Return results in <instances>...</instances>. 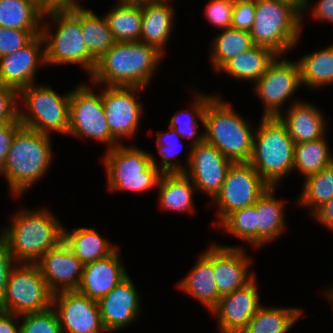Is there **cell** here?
Segmentation results:
<instances>
[{
	"label": "cell",
	"instance_id": "obj_1",
	"mask_svg": "<svg viewBox=\"0 0 333 333\" xmlns=\"http://www.w3.org/2000/svg\"><path fill=\"white\" fill-rule=\"evenodd\" d=\"M164 57L142 41L115 42L97 60L89 82L93 88L97 85L145 88Z\"/></svg>",
	"mask_w": 333,
	"mask_h": 333
},
{
	"label": "cell",
	"instance_id": "obj_2",
	"mask_svg": "<svg viewBox=\"0 0 333 333\" xmlns=\"http://www.w3.org/2000/svg\"><path fill=\"white\" fill-rule=\"evenodd\" d=\"M0 235L16 263L35 264L49 249L63 241L64 226L46 208L19 207Z\"/></svg>",
	"mask_w": 333,
	"mask_h": 333
},
{
	"label": "cell",
	"instance_id": "obj_3",
	"mask_svg": "<svg viewBox=\"0 0 333 333\" xmlns=\"http://www.w3.org/2000/svg\"><path fill=\"white\" fill-rule=\"evenodd\" d=\"M51 135L22 127L0 170L13 197H22L48 173L53 161Z\"/></svg>",
	"mask_w": 333,
	"mask_h": 333
},
{
	"label": "cell",
	"instance_id": "obj_4",
	"mask_svg": "<svg viewBox=\"0 0 333 333\" xmlns=\"http://www.w3.org/2000/svg\"><path fill=\"white\" fill-rule=\"evenodd\" d=\"M41 35L45 44L47 66L77 64L88 75L92 74L97 60L88 51L81 34V7L45 10Z\"/></svg>",
	"mask_w": 333,
	"mask_h": 333
},
{
	"label": "cell",
	"instance_id": "obj_5",
	"mask_svg": "<svg viewBox=\"0 0 333 333\" xmlns=\"http://www.w3.org/2000/svg\"><path fill=\"white\" fill-rule=\"evenodd\" d=\"M222 98L215 95L205 108V141L214 145L233 163L249 162L255 129Z\"/></svg>",
	"mask_w": 333,
	"mask_h": 333
},
{
	"label": "cell",
	"instance_id": "obj_6",
	"mask_svg": "<svg viewBox=\"0 0 333 333\" xmlns=\"http://www.w3.org/2000/svg\"><path fill=\"white\" fill-rule=\"evenodd\" d=\"M258 125L249 163L271 187H277L293 172L295 143L279 117H261Z\"/></svg>",
	"mask_w": 333,
	"mask_h": 333
},
{
	"label": "cell",
	"instance_id": "obj_7",
	"mask_svg": "<svg viewBox=\"0 0 333 333\" xmlns=\"http://www.w3.org/2000/svg\"><path fill=\"white\" fill-rule=\"evenodd\" d=\"M255 21L250 35L254 45L286 55L298 44L303 21L302 13L293 5L278 0H255Z\"/></svg>",
	"mask_w": 333,
	"mask_h": 333
},
{
	"label": "cell",
	"instance_id": "obj_8",
	"mask_svg": "<svg viewBox=\"0 0 333 333\" xmlns=\"http://www.w3.org/2000/svg\"><path fill=\"white\" fill-rule=\"evenodd\" d=\"M104 154L108 190L138 194L158 187L163 173L151 163L149 152L121 143Z\"/></svg>",
	"mask_w": 333,
	"mask_h": 333
},
{
	"label": "cell",
	"instance_id": "obj_9",
	"mask_svg": "<svg viewBox=\"0 0 333 333\" xmlns=\"http://www.w3.org/2000/svg\"><path fill=\"white\" fill-rule=\"evenodd\" d=\"M70 94L71 91L61 95L50 86L37 83L20 90L18 92L20 123L23 127L42 134L51 135L54 132L67 136Z\"/></svg>",
	"mask_w": 333,
	"mask_h": 333
},
{
	"label": "cell",
	"instance_id": "obj_10",
	"mask_svg": "<svg viewBox=\"0 0 333 333\" xmlns=\"http://www.w3.org/2000/svg\"><path fill=\"white\" fill-rule=\"evenodd\" d=\"M53 293L36 264L16 263L11 269L0 310L23 315L52 307Z\"/></svg>",
	"mask_w": 333,
	"mask_h": 333
},
{
	"label": "cell",
	"instance_id": "obj_11",
	"mask_svg": "<svg viewBox=\"0 0 333 333\" xmlns=\"http://www.w3.org/2000/svg\"><path fill=\"white\" fill-rule=\"evenodd\" d=\"M68 136L104 143L106 150L120 144L112 135L105 115L101 91L95 93L87 83L71 90Z\"/></svg>",
	"mask_w": 333,
	"mask_h": 333
},
{
	"label": "cell",
	"instance_id": "obj_12",
	"mask_svg": "<svg viewBox=\"0 0 333 333\" xmlns=\"http://www.w3.org/2000/svg\"><path fill=\"white\" fill-rule=\"evenodd\" d=\"M270 187L249 162L232 163L220 192L210 202L217 207L212 226L217 227L233 211L255 204Z\"/></svg>",
	"mask_w": 333,
	"mask_h": 333
},
{
	"label": "cell",
	"instance_id": "obj_13",
	"mask_svg": "<svg viewBox=\"0 0 333 333\" xmlns=\"http://www.w3.org/2000/svg\"><path fill=\"white\" fill-rule=\"evenodd\" d=\"M252 84L263 103L262 117H279L283 104L302 86L299 63L287 60L286 55H277L266 72Z\"/></svg>",
	"mask_w": 333,
	"mask_h": 333
},
{
	"label": "cell",
	"instance_id": "obj_14",
	"mask_svg": "<svg viewBox=\"0 0 333 333\" xmlns=\"http://www.w3.org/2000/svg\"><path fill=\"white\" fill-rule=\"evenodd\" d=\"M102 102L111 135L121 144L133 139L142 120L141 87L103 86ZM138 97V98H136Z\"/></svg>",
	"mask_w": 333,
	"mask_h": 333
},
{
	"label": "cell",
	"instance_id": "obj_15",
	"mask_svg": "<svg viewBox=\"0 0 333 333\" xmlns=\"http://www.w3.org/2000/svg\"><path fill=\"white\" fill-rule=\"evenodd\" d=\"M232 163L214 145L204 140L191 146L184 173L191 179L197 191L205 193L212 201L220 192Z\"/></svg>",
	"mask_w": 333,
	"mask_h": 333
},
{
	"label": "cell",
	"instance_id": "obj_16",
	"mask_svg": "<svg viewBox=\"0 0 333 333\" xmlns=\"http://www.w3.org/2000/svg\"><path fill=\"white\" fill-rule=\"evenodd\" d=\"M62 333H107L98 301L78 291H63L53 295Z\"/></svg>",
	"mask_w": 333,
	"mask_h": 333
},
{
	"label": "cell",
	"instance_id": "obj_17",
	"mask_svg": "<svg viewBox=\"0 0 333 333\" xmlns=\"http://www.w3.org/2000/svg\"><path fill=\"white\" fill-rule=\"evenodd\" d=\"M255 277L249 284L221 297L210 312L220 333H240L262 306Z\"/></svg>",
	"mask_w": 333,
	"mask_h": 333
},
{
	"label": "cell",
	"instance_id": "obj_18",
	"mask_svg": "<svg viewBox=\"0 0 333 333\" xmlns=\"http://www.w3.org/2000/svg\"><path fill=\"white\" fill-rule=\"evenodd\" d=\"M46 66L45 44L41 34L23 48L0 58V84L17 92L36 83L37 68Z\"/></svg>",
	"mask_w": 333,
	"mask_h": 333
},
{
	"label": "cell",
	"instance_id": "obj_19",
	"mask_svg": "<svg viewBox=\"0 0 333 333\" xmlns=\"http://www.w3.org/2000/svg\"><path fill=\"white\" fill-rule=\"evenodd\" d=\"M252 264L242 246L213 244V270L221 297L249 284L256 276L249 268Z\"/></svg>",
	"mask_w": 333,
	"mask_h": 333
},
{
	"label": "cell",
	"instance_id": "obj_20",
	"mask_svg": "<svg viewBox=\"0 0 333 333\" xmlns=\"http://www.w3.org/2000/svg\"><path fill=\"white\" fill-rule=\"evenodd\" d=\"M35 264L53 294L77 290L84 264L64 241L49 249Z\"/></svg>",
	"mask_w": 333,
	"mask_h": 333
},
{
	"label": "cell",
	"instance_id": "obj_21",
	"mask_svg": "<svg viewBox=\"0 0 333 333\" xmlns=\"http://www.w3.org/2000/svg\"><path fill=\"white\" fill-rule=\"evenodd\" d=\"M141 294L128 275L99 301L102 324L107 333L118 332L141 314Z\"/></svg>",
	"mask_w": 333,
	"mask_h": 333
},
{
	"label": "cell",
	"instance_id": "obj_22",
	"mask_svg": "<svg viewBox=\"0 0 333 333\" xmlns=\"http://www.w3.org/2000/svg\"><path fill=\"white\" fill-rule=\"evenodd\" d=\"M118 248L104 259L84 265L80 284L76 291L99 301L127 276L125 264Z\"/></svg>",
	"mask_w": 333,
	"mask_h": 333
},
{
	"label": "cell",
	"instance_id": "obj_23",
	"mask_svg": "<svg viewBox=\"0 0 333 333\" xmlns=\"http://www.w3.org/2000/svg\"><path fill=\"white\" fill-rule=\"evenodd\" d=\"M284 110L286 111L282 112L279 118L286 125L295 144L327 136L328 120L319 107L309 103V101L304 102L296 99Z\"/></svg>",
	"mask_w": 333,
	"mask_h": 333
},
{
	"label": "cell",
	"instance_id": "obj_24",
	"mask_svg": "<svg viewBox=\"0 0 333 333\" xmlns=\"http://www.w3.org/2000/svg\"><path fill=\"white\" fill-rule=\"evenodd\" d=\"M176 285L178 290L195 298L209 312L216 307L221 296L215 282L212 243L200 253L196 264Z\"/></svg>",
	"mask_w": 333,
	"mask_h": 333
},
{
	"label": "cell",
	"instance_id": "obj_25",
	"mask_svg": "<svg viewBox=\"0 0 333 333\" xmlns=\"http://www.w3.org/2000/svg\"><path fill=\"white\" fill-rule=\"evenodd\" d=\"M172 1V2H171ZM173 0H155L142 4L140 41L155 47L164 56L175 22Z\"/></svg>",
	"mask_w": 333,
	"mask_h": 333
},
{
	"label": "cell",
	"instance_id": "obj_26",
	"mask_svg": "<svg viewBox=\"0 0 333 333\" xmlns=\"http://www.w3.org/2000/svg\"><path fill=\"white\" fill-rule=\"evenodd\" d=\"M277 187H270L257 201V248L274 242L286 230L285 207L287 201L277 199ZM286 202V204H285Z\"/></svg>",
	"mask_w": 333,
	"mask_h": 333
},
{
	"label": "cell",
	"instance_id": "obj_27",
	"mask_svg": "<svg viewBox=\"0 0 333 333\" xmlns=\"http://www.w3.org/2000/svg\"><path fill=\"white\" fill-rule=\"evenodd\" d=\"M159 207L164 211L194 213L197 189L185 173H163L158 183Z\"/></svg>",
	"mask_w": 333,
	"mask_h": 333
},
{
	"label": "cell",
	"instance_id": "obj_28",
	"mask_svg": "<svg viewBox=\"0 0 333 333\" xmlns=\"http://www.w3.org/2000/svg\"><path fill=\"white\" fill-rule=\"evenodd\" d=\"M108 240L95 227H74L70 232L63 229V241L84 265L104 259L119 248Z\"/></svg>",
	"mask_w": 333,
	"mask_h": 333
},
{
	"label": "cell",
	"instance_id": "obj_29",
	"mask_svg": "<svg viewBox=\"0 0 333 333\" xmlns=\"http://www.w3.org/2000/svg\"><path fill=\"white\" fill-rule=\"evenodd\" d=\"M277 56L271 49L254 45L252 48L229 59L216 73L225 72L231 78L256 82Z\"/></svg>",
	"mask_w": 333,
	"mask_h": 333
},
{
	"label": "cell",
	"instance_id": "obj_30",
	"mask_svg": "<svg viewBox=\"0 0 333 333\" xmlns=\"http://www.w3.org/2000/svg\"><path fill=\"white\" fill-rule=\"evenodd\" d=\"M301 316L306 315L298 307L263 305L240 333H288Z\"/></svg>",
	"mask_w": 333,
	"mask_h": 333
},
{
	"label": "cell",
	"instance_id": "obj_31",
	"mask_svg": "<svg viewBox=\"0 0 333 333\" xmlns=\"http://www.w3.org/2000/svg\"><path fill=\"white\" fill-rule=\"evenodd\" d=\"M104 16L115 42L140 41L142 4L116 2Z\"/></svg>",
	"mask_w": 333,
	"mask_h": 333
},
{
	"label": "cell",
	"instance_id": "obj_32",
	"mask_svg": "<svg viewBox=\"0 0 333 333\" xmlns=\"http://www.w3.org/2000/svg\"><path fill=\"white\" fill-rule=\"evenodd\" d=\"M44 8L36 0H0V26L41 30Z\"/></svg>",
	"mask_w": 333,
	"mask_h": 333
},
{
	"label": "cell",
	"instance_id": "obj_33",
	"mask_svg": "<svg viewBox=\"0 0 333 333\" xmlns=\"http://www.w3.org/2000/svg\"><path fill=\"white\" fill-rule=\"evenodd\" d=\"M297 61L302 86L320 89L323 86L333 85V43L305 54Z\"/></svg>",
	"mask_w": 333,
	"mask_h": 333
},
{
	"label": "cell",
	"instance_id": "obj_34",
	"mask_svg": "<svg viewBox=\"0 0 333 333\" xmlns=\"http://www.w3.org/2000/svg\"><path fill=\"white\" fill-rule=\"evenodd\" d=\"M215 95L216 94L208 95L207 93L205 94L204 92L201 93L199 91L194 93L192 96L193 100L190 102L192 103L191 110L181 108L176 111L168 121V127L173 128L182 138L191 140V143L189 144L190 148L191 146L198 145L205 140L204 131L203 133L200 132V135L198 134L199 126L197 120H199L204 127L205 108ZM184 111L186 113H184Z\"/></svg>",
	"mask_w": 333,
	"mask_h": 333
},
{
	"label": "cell",
	"instance_id": "obj_35",
	"mask_svg": "<svg viewBox=\"0 0 333 333\" xmlns=\"http://www.w3.org/2000/svg\"><path fill=\"white\" fill-rule=\"evenodd\" d=\"M209 58L212 69L217 72L229 59L254 46L249 31L226 28L212 39Z\"/></svg>",
	"mask_w": 333,
	"mask_h": 333
},
{
	"label": "cell",
	"instance_id": "obj_36",
	"mask_svg": "<svg viewBox=\"0 0 333 333\" xmlns=\"http://www.w3.org/2000/svg\"><path fill=\"white\" fill-rule=\"evenodd\" d=\"M325 137L309 142L296 143L294 147V169L304 179L333 164V155Z\"/></svg>",
	"mask_w": 333,
	"mask_h": 333
},
{
	"label": "cell",
	"instance_id": "obj_37",
	"mask_svg": "<svg viewBox=\"0 0 333 333\" xmlns=\"http://www.w3.org/2000/svg\"><path fill=\"white\" fill-rule=\"evenodd\" d=\"M81 34L96 60L115 43L105 16H98L92 9L84 7H81Z\"/></svg>",
	"mask_w": 333,
	"mask_h": 333
},
{
	"label": "cell",
	"instance_id": "obj_38",
	"mask_svg": "<svg viewBox=\"0 0 333 333\" xmlns=\"http://www.w3.org/2000/svg\"><path fill=\"white\" fill-rule=\"evenodd\" d=\"M302 193L296 202L298 207L310 210V216L323 204L333 199V164L303 180Z\"/></svg>",
	"mask_w": 333,
	"mask_h": 333
},
{
	"label": "cell",
	"instance_id": "obj_39",
	"mask_svg": "<svg viewBox=\"0 0 333 333\" xmlns=\"http://www.w3.org/2000/svg\"><path fill=\"white\" fill-rule=\"evenodd\" d=\"M256 203L230 213L217 227L257 249Z\"/></svg>",
	"mask_w": 333,
	"mask_h": 333
},
{
	"label": "cell",
	"instance_id": "obj_40",
	"mask_svg": "<svg viewBox=\"0 0 333 333\" xmlns=\"http://www.w3.org/2000/svg\"><path fill=\"white\" fill-rule=\"evenodd\" d=\"M156 142L158 148V153L161 158V164L156 162V157L150 152L151 163H153L162 173H184L186 171V166L180 165L181 162L177 157L179 154L178 139H181L176 131L169 127L168 130H159L156 134ZM179 137V138H177ZM175 160V162L173 161ZM185 167V168H184Z\"/></svg>",
	"mask_w": 333,
	"mask_h": 333
},
{
	"label": "cell",
	"instance_id": "obj_41",
	"mask_svg": "<svg viewBox=\"0 0 333 333\" xmlns=\"http://www.w3.org/2000/svg\"><path fill=\"white\" fill-rule=\"evenodd\" d=\"M20 333H62L57 313L53 307L20 315Z\"/></svg>",
	"mask_w": 333,
	"mask_h": 333
},
{
	"label": "cell",
	"instance_id": "obj_42",
	"mask_svg": "<svg viewBox=\"0 0 333 333\" xmlns=\"http://www.w3.org/2000/svg\"><path fill=\"white\" fill-rule=\"evenodd\" d=\"M41 30L9 29L0 26V58L23 48Z\"/></svg>",
	"mask_w": 333,
	"mask_h": 333
},
{
	"label": "cell",
	"instance_id": "obj_43",
	"mask_svg": "<svg viewBox=\"0 0 333 333\" xmlns=\"http://www.w3.org/2000/svg\"><path fill=\"white\" fill-rule=\"evenodd\" d=\"M205 19L218 30L232 27L234 4L225 0H210L204 8Z\"/></svg>",
	"mask_w": 333,
	"mask_h": 333
},
{
	"label": "cell",
	"instance_id": "obj_44",
	"mask_svg": "<svg viewBox=\"0 0 333 333\" xmlns=\"http://www.w3.org/2000/svg\"><path fill=\"white\" fill-rule=\"evenodd\" d=\"M255 0H240L234 4L232 28L250 31L255 21Z\"/></svg>",
	"mask_w": 333,
	"mask_h": 333
},
{
	"label": "cell",
	"instance_id": "obj_45",
	"mask_svg": "<svg viewBox=\"0 0 333 333\" xmlns=\"http://www.w3.org/2000/svg\"><path fill=\"white\" fill-rule=\"evenodd\" d=\"M18 92L0 84V124L13 122L18 118Z\"/></svg>",
	"mask_w": 333,
	"mask_h": 333
},
{
	"label": "cell",
	"instance_id": "obj_46",
	"mask_svg": "<svg viewBox=\"0 0 333 333\" xmlns=\"http://www.w3.org/2000/svg\"><path fill=\"white\" fill-rule=\"evenodd\" d=\"M22 127L18 118L13 122L0 124V170L5 164L15 134Z\"/></svg>",
	"mask_w": 333,
	"mask_h": 333
},
{
	"label": "cell",
	"instance_id": "obj_47",
	"mask_svg": "<svg viewBox=\"0 0 333 333\" xmlns=\"http://www.w3.org/2000/svg\"><path fill=\"white\" fill-rule=\"evenodd\" d=\"M16 265L6 240L0 235V303L3 300L11 269Z\"/></svg>",
	"mask_w": 333,
	"mask_h": 333
},
{
	"label": "cell",
	"instance_id": "obj_48",
	"mask_svg": "<svg viewBox=\"0 0 333 333\" xmlns=\"http://www.w3.org/2000/svg\"><path fill=\"white\" fill-rule=\"evenodd\" d=\"M310 1L312 2L307 0L302 16L308 11L316 20L333 24V0H317L316 3Z\"/></svg>",
	"mask_w": 333,
	"mask_h": 333
},
{
	"label": "cell",
	"instance_id": "obj_49",
	"mask_svg": "<svg viewBox=\"0 0 333 333\" xmlns=\"http://www.w3.org/2000/svg\"><path fill=\"white\" fill-rule=\"evenodd\" d=\"M311 218L333 232V199L319 207Z\"/></svg>",
	"mask_w": 333,
	"mask_h": 333
},
{
	"label": "cell",
	"instance_id": "obj_50",
	"mask_svg": "<svg viewBox=\"0 0 333 333\" xmlns=\"http://www.w3.org/2000/svg\"><path fill=\"white\" fill-rule=\"evenodd\" d=\"M20 316L0 310V333H20Z\"/></svg>",
	"mask_w": 333,
	"mask_h": 333
},
{
	"label": "cell",
	"instance_id": "obj_51",
	"mask_svg": "<svg viewBox=\"0 0 333 333\" xmlns=\"http://www.w3.org/2000/svg\"><path fill=\"white\" fill-rule=\"evenodd\" d=\"M85 1V0H84ZM77 0H50V10L51 9H71L84 7Z\"/></svg>",
	"mask_w": 333,
	"mask_h": 333
},
{
	"label": "cell",
	"instance_id": "obj_52",
	"mask_svg": "<svg viewBox=\"0 0 333 333\" xmlns=\"http://www.w3.org/2000/svg\"><path fill=\"white\" fill-rule=\"evenodd\" d=\"M278 1H283L287 2L293 6H295L302 14L306 6L307 0H278Z\"/></svg>",
	"mask_w": 333,
	"mask_h": 333
},
{
	"label": "cell",
	"instance_id": "obj_53",
	"mask_svg": "<svg viewBox=\"0 0 333 333\" xmlns=\"http://www.w3.org/2000/svg\"><path fill=\"white\" fill-rule=\"evenodd\" d=\"M322 291H324V296L327 298L331 305V308L333 309V284L331 285V287H328V289H324Z\"/></svg>",
	"mask_w": 333,
	"mask_h": 333
},
{
	"label": "cell",
	"instance_id": "obj_54",
	"mask_svg": "<svg viewBox=\"0 0 333 333\" xmlns=\"http://www.w3.org/2000/svg\"><path fill=\"white\" fill-rule=\"evenodd\" d=\"M155 0H117V2L120 3H130V4H143V3H148V2H152Z\"/></svg>",
	"mask_w": 333,
	"mask_h": 333
},
{
	"label": "cell",
	"instance_id": "obj_55",
	"mask_svg": "<svg viewBox=\"0 0 333 333\" xmlns=\"http://www.w3.org/2000/svg\"><path fill=\"white\" fill-rule=\"evenodd\" d=\"M39 4H41L44 10H50V0H36Z\"/></svg>",
	"mask_w": 333,
	"mask_h": 333
},
{
	"label": "cell",
	"instance_id": "obj_56",
	"mask_svg": "<svg viewBox=\"0 0 333 333\" xmlns=\"http://www.w3.org/2000/svg\"><path fill=\"white\" fill-rule=\"evenodd\" d=\"M225 1H227V2H231V3L235 4V3H237V2L240 1V0H225Z\"/></svg>",
	"mask_w": 333,
	"mask_h": 333
}]
</instances>
